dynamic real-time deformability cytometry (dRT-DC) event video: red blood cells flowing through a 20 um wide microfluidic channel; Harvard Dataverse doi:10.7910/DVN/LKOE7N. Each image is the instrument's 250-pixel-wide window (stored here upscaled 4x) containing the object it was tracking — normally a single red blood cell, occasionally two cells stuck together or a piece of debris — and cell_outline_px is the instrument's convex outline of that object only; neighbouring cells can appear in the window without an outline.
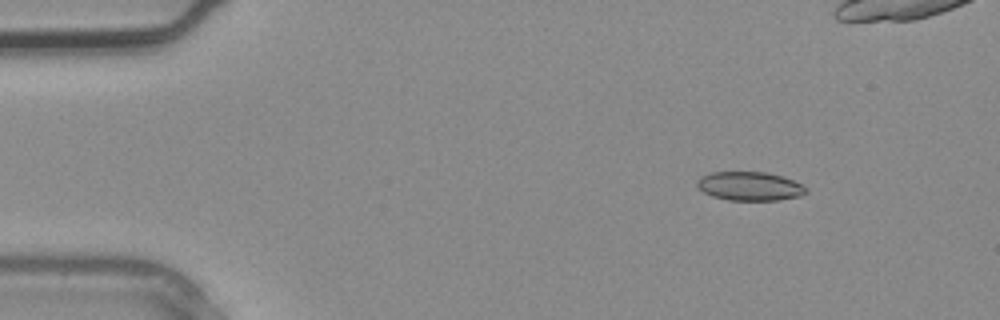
{"species": "common noctule bat (a hibernating species)", "species_latin": "Nyctalus noctula", "temperature_condition": "warm", "stored_images_in_passage": 5, "camera_frame_rate_fps": 3000, "um_per_image_px": 0.085, "animal": {"sex": "male", "body_mass_g": 20.4}, "frame": {"image": 1, "passage_image": 1, "time_ms": 0.0, "image_size_px": [1000, 320], "cell_outline_px": [[808, 192], [800, 196], [780, 200], [728, 200], [712, 196], [696, 188], [696, 180], [700, 176], [712, 172], [768, 172], [792, 180], [808, 188]], "centroid_in_image_um": [63.7, 15.83], "position_along_channel_um": 21.3, "area_um2": 18.44}}
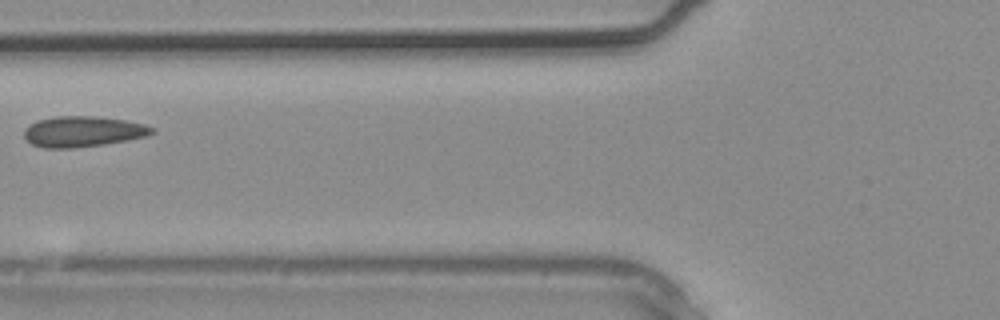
{"frame": {"image": 2, "passage_image": 5, "time_ms": 1.333, "image_size_px": [1000, 320], "cell_outline_px": [[156, 132], [148, 136], [128, 140], [104, 144], [72, 148], [44, 148], [32, 144], [24, 136], [24, 128], [36, 120], [56, 116], [92, 116], [124, 120], [144, 124], [156, 128]], "centroid_in_image_um": [7.06, 11.18], "position_along_channel_um": 118.7, "area_um2": 22.95}}